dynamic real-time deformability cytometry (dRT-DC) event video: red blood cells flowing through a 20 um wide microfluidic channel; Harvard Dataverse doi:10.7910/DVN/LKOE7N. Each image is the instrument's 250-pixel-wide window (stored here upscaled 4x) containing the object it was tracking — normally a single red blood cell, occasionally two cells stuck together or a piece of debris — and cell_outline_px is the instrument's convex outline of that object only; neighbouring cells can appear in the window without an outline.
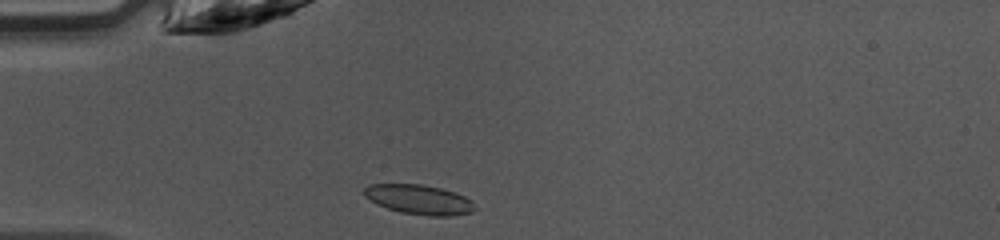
{"species": "common noctule bat (a hibernating species)", "species_latin": "Nyctalus noctula", "temperature_condition": "warm", "stored_images_in_passage": 35, "camera_frame_rate_fps": 3000, "um_per_image_px": 0.085, "animal": {"sex": "female", "body_mass_g": 10.0, "forearm_length_mm": 53.1}, "frame": {"image": 1, "passage_image": 1, "time_ms": 0.0, "image_size_px": [1000, 240], "cell_outline_px": [[476, 208], [472, 212], [452, 216], [428, 216], [400, 212], [376, 204], [364, 196], [364, 188], [368, 184], [420, 184], [440, 188], [456, 192], [472, 200]], "centroid_in_image_um": [35.63, 16.96], "position_along_channel_um": 49.4, "area_um2": 19.25}}
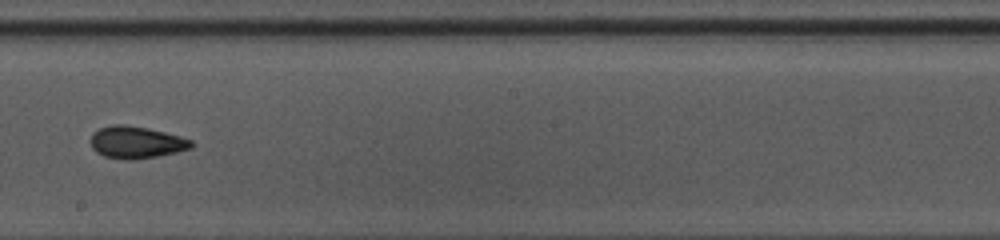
{"frame": {"image": 2, "passage_image": 15, "time_ms": 4.667, "image_size_px": [1000, 240], "cell_outline_px": [[192, 148], [176, 152], [156, 156], [128, 160], [124, 160], [104, 156], [96, 152], [92, 148], [88, 140], [92, 132], [100, 128], [112, 124], [124, 124], [148, 128], [180, 136], [192, 140]], "centroid_in_image_um": [11.52, 12.09], "position_along_channel_um": 236.7, "area_um2": 18.96}}
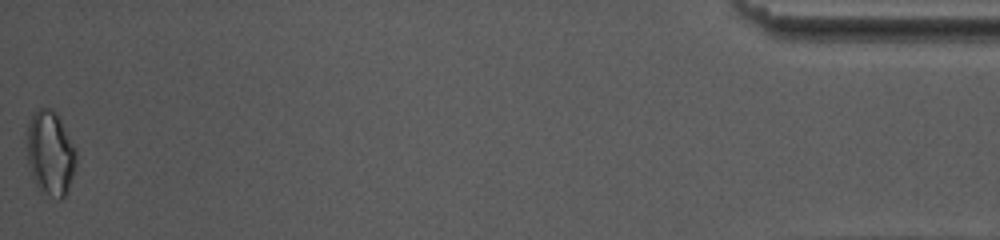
{"frame": {"image": 3, "passage_image": 35, "time_ms": 11.333, "image_size_px": [1000, 240], "cell_outline_px": [[76, 164], [68, 192], [60, 200], [40, 188], [36, 184], [32, 176], [28, 164], [28, 124], [32, 112], [40, 108], [52, 108], [56, 112], [76, 148]], "centroid_in_image_um": [4.3, 12.99], "position_along_channel_um": 430.9, "area_um2": 24.04}, "authors_computed_cell_mechanics": {"area_um2": 18.9006, "velocity_mm_per_s": 4.2538, "shape_relaxation_time_tau1_ms": 5.1246, "shape_relaxation_time_tau2_ms": 2.2155, "deformation_change_tau1": 0.1587, "deformation_change_tau2": 0.084}}